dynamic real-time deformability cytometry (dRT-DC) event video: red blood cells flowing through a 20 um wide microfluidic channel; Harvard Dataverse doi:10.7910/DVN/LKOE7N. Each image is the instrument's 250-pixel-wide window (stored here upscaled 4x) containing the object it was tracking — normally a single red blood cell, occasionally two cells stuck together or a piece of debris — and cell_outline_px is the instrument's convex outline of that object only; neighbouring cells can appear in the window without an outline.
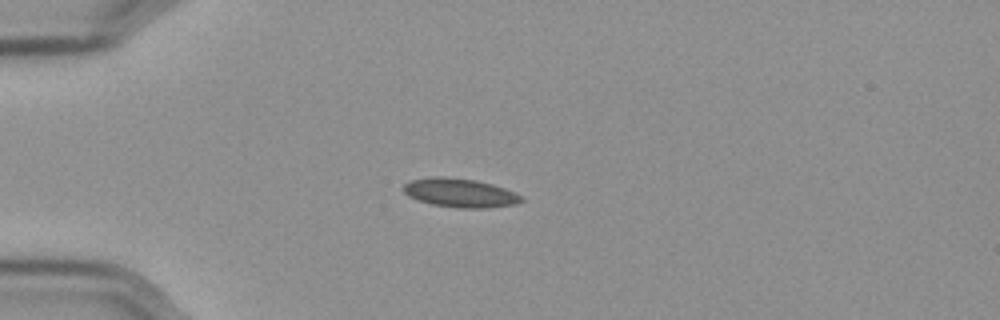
{"species": "Egyptian fruit bat (a non-hibernating species)", "species_latin": "Rousettus aegyptiacus", "temperature_condition": "cold", "stored_images_in_passage": 43, "camera_frame_rate_fps": 3000, "um_per_image_px": 0.085, "frame": {"image": 1, "passage_image": 1, "time_ms": 0.0, "image_size_px": [1000, 320], "cell_outline_px": [[524, 200], [516, 204], [488, 208], [464, 208], [432, 204], [408, 196], [404, 192], [404, 184], [412, 180], [432, 176], [444, 176], [476, 180], [492, 184], [504, 188], [520, 196]], "centroid_in_image_um": [39.1, 16.38], "position_along_channel_um": 45.9, "area_um2": 19.59}}
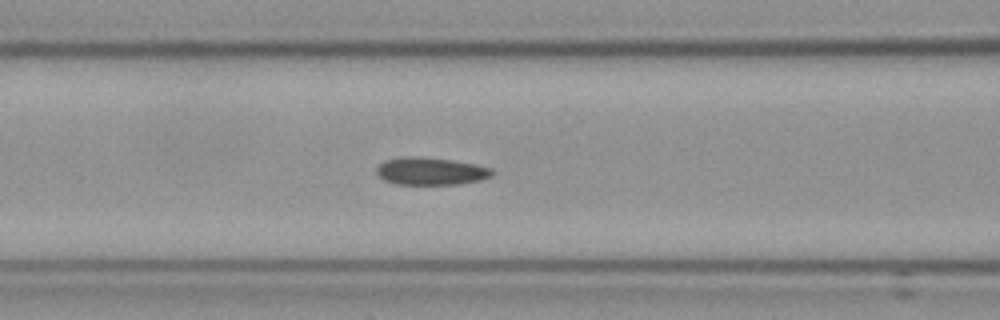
{"frame": {"image": 2, "passage_image": 10, "time_ms": 3.0, "image_size_px": [1000, 320], "cell_outline_px": [[496, 172], [492, 176], [480, 180], [460, 184], [396, 184], [384, 180], [376, 172], [376, 168], [384, 160], [404, 156], [416, 156], [452, 160], [476, 164], [492, 168]], "centroid_in_image_um": [36.64, 14.54], "position_along_channel_um": 130.0, "area_um2": 18.67}}
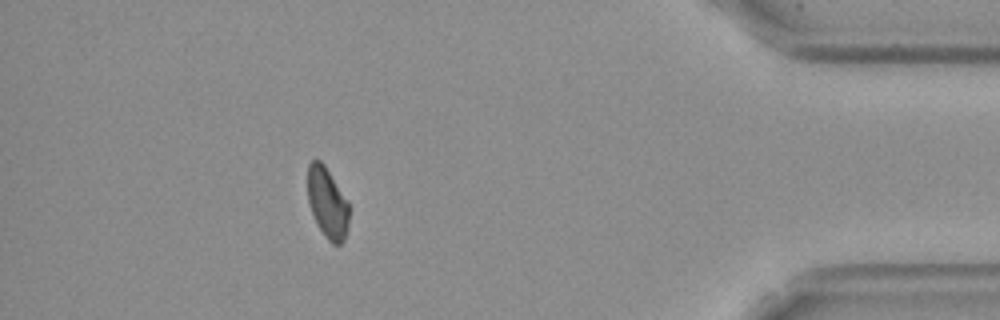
{"frame": {"image": 3, "passage_image": 37, "time_ms": 12.0, "image_size_px": [1000, 320], "cell_outline_px": [[348, 228], [344, 240], [340, 244], [332, 244], [328, 240], [316, 224], [308, 200], [308, 164], [312, 160], [320, 160], [324, 164], [348, 204]], "centroid_in_image_um": [27.81, 17.27], "position_along_channel_um": 407.4, "area_um2": 16.7}, "authors_computed_cell_mechanics": {"area_um2": 18.2648, "velocity_mm_per_s": 3.5801, "shape_relaxation_time_tau1_ms": 6.2032, "shape_relaxation_time_tau2_ms": 3.4295, "deformation_change_tau1": 0.0813, "deformation_change_tau2": 0.0655}}